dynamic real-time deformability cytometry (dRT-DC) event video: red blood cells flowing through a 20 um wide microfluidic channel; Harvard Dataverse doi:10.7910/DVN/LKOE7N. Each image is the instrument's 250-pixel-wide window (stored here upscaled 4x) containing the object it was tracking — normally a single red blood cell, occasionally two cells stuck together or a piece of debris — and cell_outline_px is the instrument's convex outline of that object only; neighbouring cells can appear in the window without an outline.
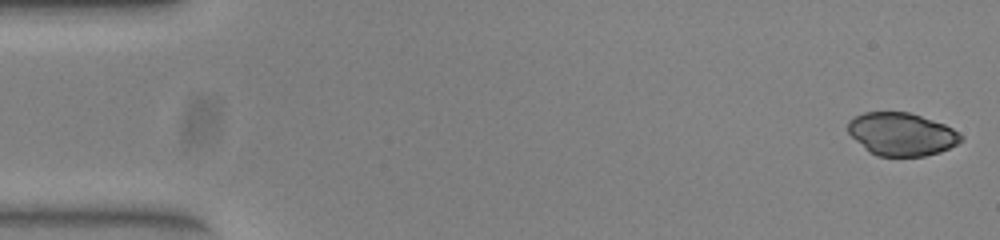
{"species": "common noctule bat (a hibernating species)", "species_latin": "Nyctalus noctula", "temperature_condition": "warm", "stored_images_in_passage": 51, "camera_frame_rate_fps": 3000, "um_per_image_px": 0.085, "animal": {"sex": "female", "body_mass_g": 23.0, "forearm_length_mm": 53.4}, "frame": {"image": 1, "passage_image": 1, "time_ms": 0.0, "image_size_px": [1000, 240], "cell_outline_px": [[964, 140], [940, 152], [924, 156], [876, 156], [868, 152], [848, 132], [848, 120], [864, 112], [908, 112], [944, 124], [952, 128], [964, 136]], "centroid_in_image_um": [76.63, 11.41], "position_along_channel_um": 8.4, "area_um2": 28.21}}